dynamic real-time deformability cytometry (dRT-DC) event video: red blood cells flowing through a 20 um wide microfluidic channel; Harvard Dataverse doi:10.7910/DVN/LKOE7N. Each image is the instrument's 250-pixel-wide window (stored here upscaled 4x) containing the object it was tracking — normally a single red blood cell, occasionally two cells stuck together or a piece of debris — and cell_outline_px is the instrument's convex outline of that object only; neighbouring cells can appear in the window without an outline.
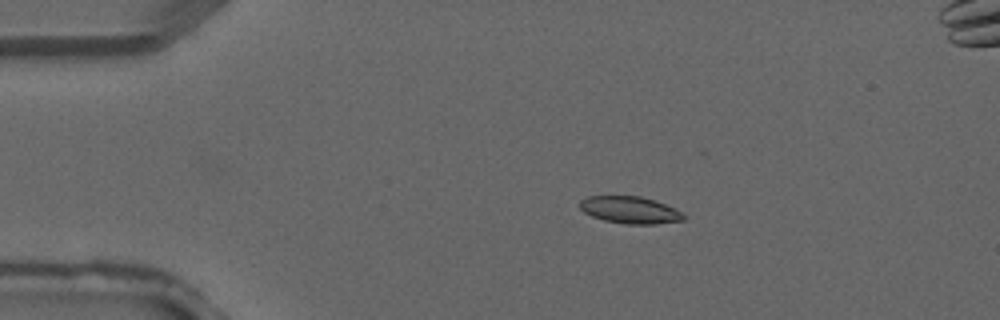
{"species": "common noctule bat (a hibernating species)", "species_latin": "Nyctalus noctula", "temperature_condition": "warm", "stored_images_in_passage": 2, "camera_frame_rate_fps": 3000, "um_per_image_px": 0.085, "animal": {"sex": "male", "forearm_length_mm": 52.5}, "frame": {"image": 1, "passage_image": 1, "time_ms": 0.0, "image_size_px": [1000, 320], "cell_outline_px": [[684, 220], [656, 224], [624, 224], [604, 220], [592, 216], [584, 212], [580, 208], [580, 200], [588, 196], [640, 196], [664, 204], [684, 212]], "centroid_in_image_um": [53.55, 17.85], "position_along_channel_um": 31.5, "area_um2": 16.3}}